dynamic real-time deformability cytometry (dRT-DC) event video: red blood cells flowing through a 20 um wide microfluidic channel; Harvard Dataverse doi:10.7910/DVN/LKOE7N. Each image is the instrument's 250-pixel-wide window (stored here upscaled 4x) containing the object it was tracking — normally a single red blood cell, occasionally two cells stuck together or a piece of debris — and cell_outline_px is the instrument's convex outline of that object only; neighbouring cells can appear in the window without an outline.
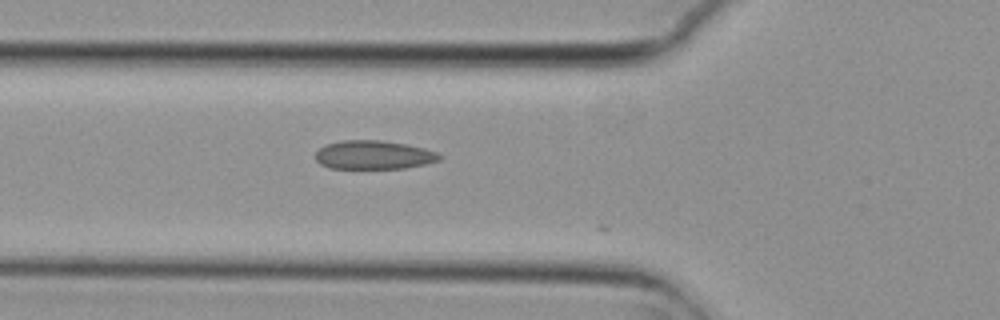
{"species": "common noctule bat (a hibernating species)", "species_latin": "Nyctalus noctula", "temperature_condition": "cold", "stored_images_in_passage": 3, "camera_frame_rate_fps": 3000, "um_per_image_px": 0.085, "animal": {"sex": "female", "body_mass_g": 29.2, "forearm_length_mm": 56.3}, "frame": {"image": 1, "passage_image": 2, "time_ms": 0.333, "image_size_px": [1000, 320], "cell_outline_px": [[444, 156], [440, 160], [424, 164], [404, 168], [328, 168], [320, 164], [316, 160], [316, 152], [324, 144], [340, 140], [380, 140], [404, 144], [424, 148], [436, 152]], "centroid_in_image_um": [31.74, 13.16], "position_along_channel_um": 94.1, "area_um2": 20.75}}